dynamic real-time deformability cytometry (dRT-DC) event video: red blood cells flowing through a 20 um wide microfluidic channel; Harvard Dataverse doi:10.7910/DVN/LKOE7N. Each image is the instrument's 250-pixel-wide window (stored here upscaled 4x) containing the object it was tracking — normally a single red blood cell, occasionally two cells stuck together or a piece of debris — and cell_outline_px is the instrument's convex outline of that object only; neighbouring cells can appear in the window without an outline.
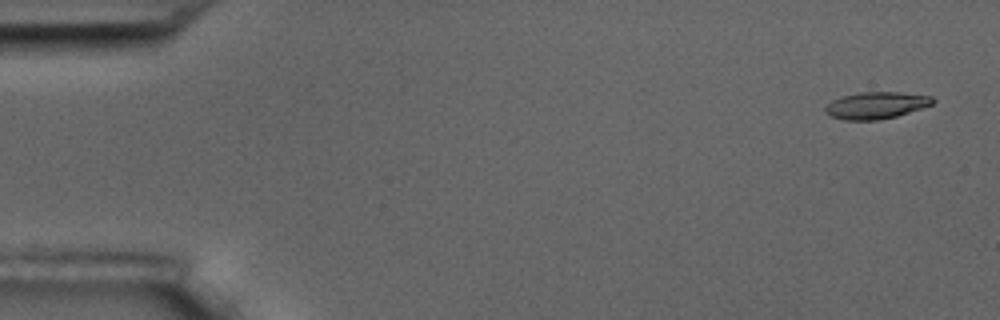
{"species": "common noctule bat (a hibernating species)", "species_latin": "Nyctalus noctula", "temperature_condition": "room temperature", "stored_images_in_passage": 15, "camera_frame_rate_fps": 3000, "um_per_image_px": 0.085, "animal": {"sex": "male", "body_mass_g": 17.5, "forearm_length_mm": 52.3}, "frame": {"image": 1, "passage_image": 1, "time_ms": 0.0, "image_size_px": [1000, 320], "cell_outline_px": [[936, 100], [932, 104], [896, 116], [880, 120], [844, 120], [832, 116], [824, 112], [824, 108], [832, 100], [844, 96], [860, 92], [900, 92], [932, 96]], "centroid_in_image_um": [74.47, 8.95], "position_along_channel_um": 10.5, "area_um2": 16.7}}
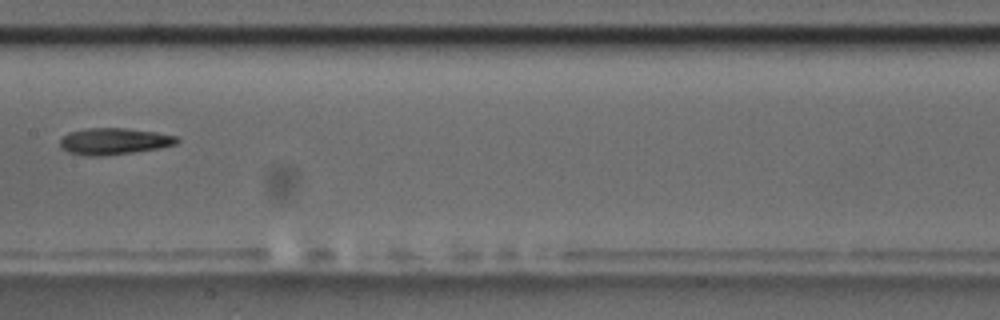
{"frame": {"image": 2, "passage_image": 8, "time_ms": 9.0, "image_size_px": [1000, 320], "cell_outline_px": [[180, 140], [176, 144], [160, 148], [132, 152], [100, 156], [88, 156], [68, 152], [60, 148], [60, 140], [68, 132], [88, 128], [124, 128], [156, 132], [176, 136]], "centroid_in_image_um": [9.68, 12.01], "position_along_channel_um": 197.7, "area_um2": 18.03}}
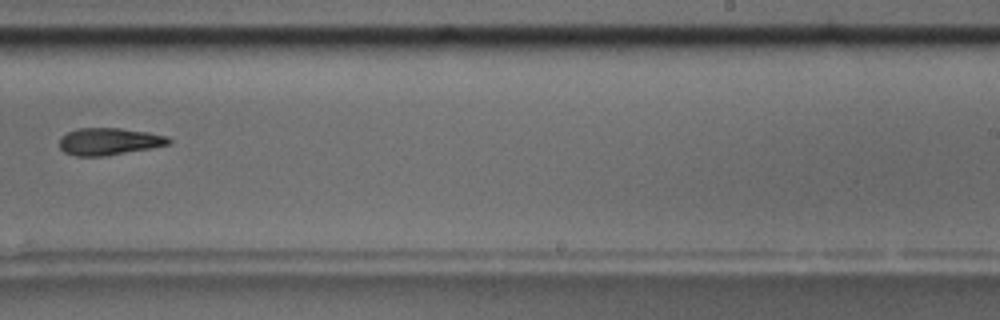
{"frame": {"image": 3, "passage_image": 10, "time_ms": 11.333, "image_size_px": [1000, 320], "cell_outline_px": [[172, 140], [168, 144], [152, 148], [104, 156], [76, 156], [64, 152], [60, 148], [60, 136], [76, 128], [120, 128], [148, 132], [168, 136]], "centroid_in_image_um": [9.26, 12.02], "position_along_channel_um": 279.7, "area_um2": 17.34}, "authors_computed_cell_mechanics": {"area_um2": 17.8602, "velocity_mm_per_s": 3.524, "shape_relaxation_time_tau1_ms": 8.892, "shape_relaxation_time_tau2_ms": 10.6449, "deformation_change_tau1": 0.2162, "deformation_change_tau2": 0.2453}}